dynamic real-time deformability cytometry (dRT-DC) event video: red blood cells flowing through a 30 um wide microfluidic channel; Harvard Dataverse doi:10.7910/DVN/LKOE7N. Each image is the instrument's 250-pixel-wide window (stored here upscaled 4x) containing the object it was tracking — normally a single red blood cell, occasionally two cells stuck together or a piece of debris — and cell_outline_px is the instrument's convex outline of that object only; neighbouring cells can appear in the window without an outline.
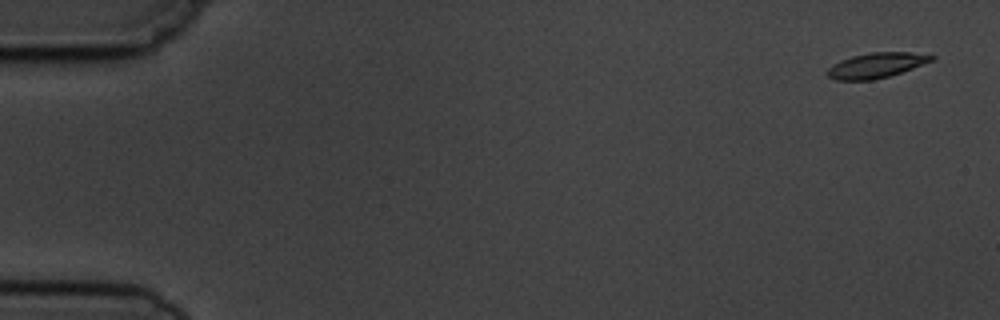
{"species": "common noctule bat (a hibernating species)", "species_latin": "Nyctalus noctula", "temperature_condition": "cold", "stored_images_in_passage": 4, "camera_frame_rate_fps": 3000, "um_per_image_px": 0.085, "animal": {"sex": "male", "body_mass_g": 19.5, "forearm_length_mm": 54.6}, "frame": {"image": 1, "passage_image": 1, "time_ms": 0.0, "image_size_px": [1000, 320], "cell_outline_px": [[936, 56], [932, 60], [912, 68], [888, 76], [872, 80], [836, 80], [828, 76], [828, 68], [832, 64], [840, 60], [852, 56], [872, 52], [912, 52]], "centroid_in_image_um": [74.45, 5.55], "position_along_channel_um": 10.5, "area_um2": 15.03}}
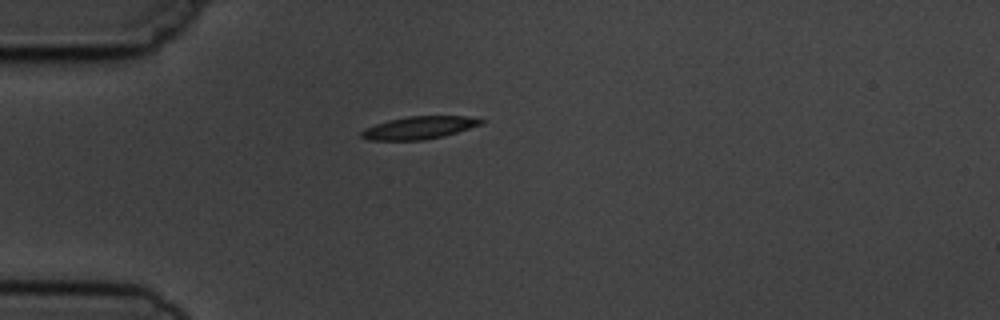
{"frame": {"image": 2, "passage_image": 4, "time_ms": 4.333, "image_size_px": [1000, 320], "cell_outline_px": [[484, 124], [444, 136], [424, 140], [368, 140], [360, 136], [360, 132], [364, 128], [388, 120], [408, 116], [468, 116], [484, 120]], "centroid_in_image_um": [35.63, 10.86], "position_along_channel_um": 49.4, "area_um2": 15.9}}